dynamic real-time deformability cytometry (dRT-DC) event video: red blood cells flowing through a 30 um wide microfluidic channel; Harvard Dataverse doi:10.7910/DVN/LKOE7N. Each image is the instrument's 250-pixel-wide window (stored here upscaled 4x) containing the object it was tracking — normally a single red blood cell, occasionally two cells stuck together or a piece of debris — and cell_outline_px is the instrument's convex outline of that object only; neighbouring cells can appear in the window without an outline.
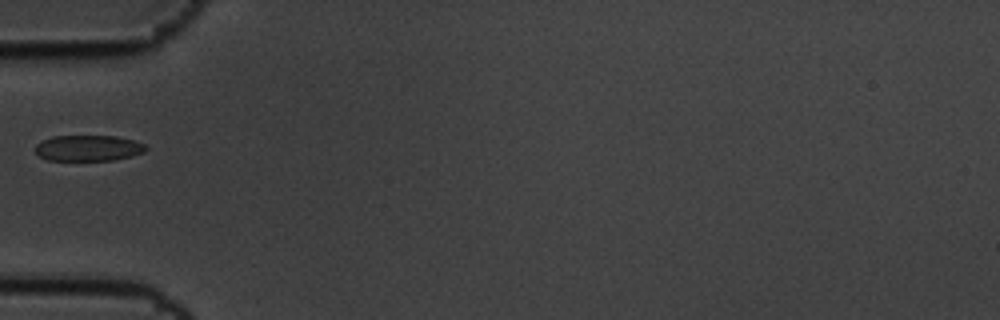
{"species": "common noctule bat (a hibernating species)", "species_latin": "Nyctalus noctula", "temperature_condition": "cold", "stored_images_in_passage": 1, "camera_frame_rate_fps": 3000, "um_per_image_px": 0.085, "animal": {"sex": "male", "body_mass_g": 19.5, "forearm_length_mm": 54.6}, "frame": {"image": 1, "passage_image": 1, "time_ms": 0.0, "image_size_px": [1000, 320], "cell_outline_px": [[148, 148], [144, 152], [132, 156], [112, 160], [48, 160], [40, 156], [36, 152], [36, 144], [40, 140], [52, 136], [116, 136], [132, 140], [144, 144]], "centroid_in_image_um": [7.49, 12.58], "position_along_channel_um": 77.5, "area_um2": 16.65}}